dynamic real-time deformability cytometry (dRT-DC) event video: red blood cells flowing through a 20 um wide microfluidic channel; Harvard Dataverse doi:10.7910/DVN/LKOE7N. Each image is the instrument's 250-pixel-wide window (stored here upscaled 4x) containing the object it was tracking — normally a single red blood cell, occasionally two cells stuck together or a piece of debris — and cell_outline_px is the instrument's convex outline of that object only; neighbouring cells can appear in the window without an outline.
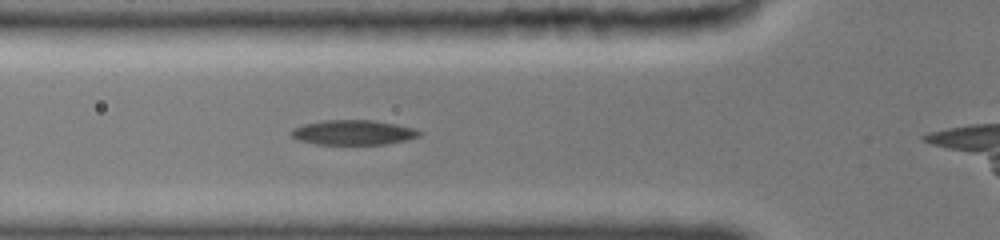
{"species": "common noctule bat (a hibernating species)", "species_latin": "Nyctalus noctula", "temperature_condition": "cold", "stored_images_in_passage": 9, "segment_of_instrument_passage": [1, 2], "camera_frame_rate_fps": 3000, "um_per_image_px": 0.085, "animal": {"sex": "female", "body_mass_g": 19.0, "forearm_length_mm": 51.5}, "frame": {"image": 1, "passage_image": 6, "time_ms": 2.333, "image_size_px": [1000, 240], "cell_outline_px": [[420, 136], [404, 140], [384, 144], [316, 144], [296, 140], [292, 136], [292, 132], [296, 128], [304, 124], [324, 120], [368, 120], [392, 124], [412, 128], [420, 132]], "centroid_in_image_um": [29.98, 11.27], "position_along_channel_um": 95.8, "area_um2": 18.03}}
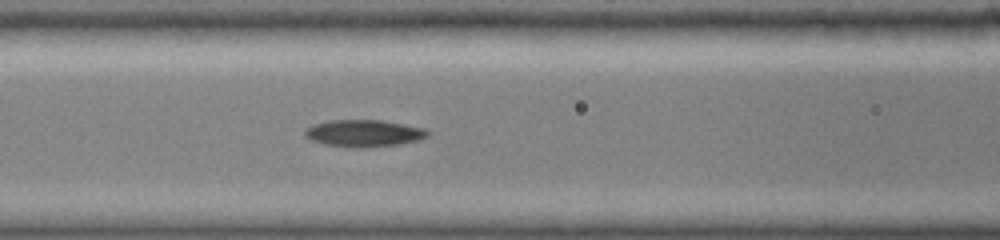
{"frame": {"image": 2, "passage_image": 8, "time_ms": 3.333, "image_size_px": [1000, 240], "cell_outline_px": [[428, 136], [416, 140], [396, 144], [324, 144], [312, 140], [304, 136], [304, 132], [308, 128], [316, 124], [328, 120], [380, 120], [420, 128], [428, 132]], "centroid_in_image_um": [30.87, 11.26], "position_along_channel_um": 135.7, "area_um2": 17.63}}